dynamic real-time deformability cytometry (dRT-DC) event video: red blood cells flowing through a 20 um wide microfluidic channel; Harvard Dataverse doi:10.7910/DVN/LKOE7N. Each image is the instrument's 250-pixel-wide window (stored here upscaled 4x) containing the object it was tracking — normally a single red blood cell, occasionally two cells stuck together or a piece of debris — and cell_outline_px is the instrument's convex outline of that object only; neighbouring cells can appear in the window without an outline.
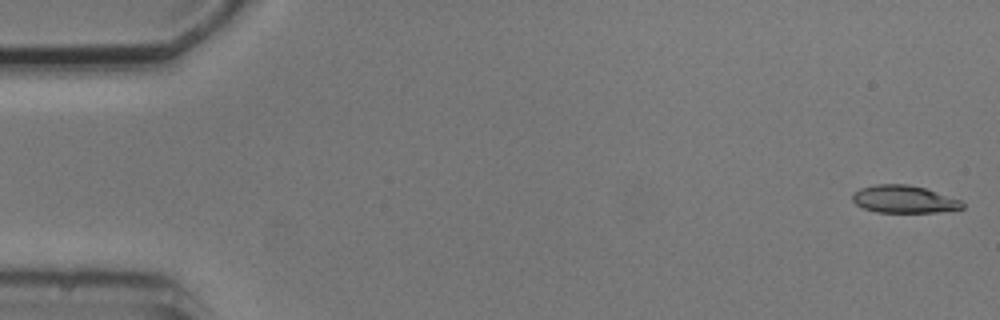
{"species": "common noctule bat (a hibernating species)", "species_latin": "Nyctalus noctula", "temperature_condition": "cold", "stored_images_in_passage": 5, "camera_frame_rate_fps": 3000, "um_per_image_px": 0.085, "animal": {"sex": "male", "body_mass_g": 20.5, "forearm_length_mm": 52.5}, "frame": {"image": 1, "passage_image": 1, "time_ms": 0.0, "image_size_px": [1000, 320], "cell_outline_px": [[964, 208], [936, 212], [876, 212], [864, 208], [856, 204], [852, 200], [852, 192], [860, 188], [876, 184], [908, 184], [924, 188], [960, 200], [964, 204]], "centroid_in_image_um": [76.79, 16.93], "position_along_channel_um": 8.2, "area_um2": 17.51}}
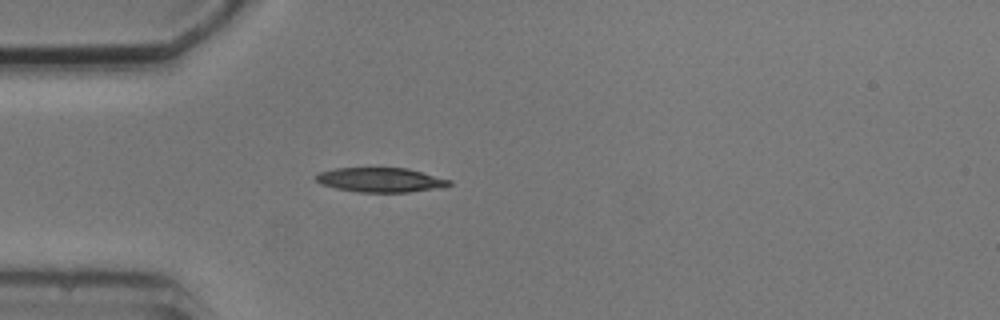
{"frame": {"image": 2, "passage_image": 5, "time_ms": 4.667, "image_size_px": [1000, 320], "cell_outline_px": [[452, 184], [444, 188], [408, 192], [360, 192], [336, 188], [320, 184], [316, 180], [316, 176], [320, 172], [336, 168], [408, 168], [452, 180]], "centroid_in_image_um": [32.41, 15.29], "position_along_channel_um": 52.6, "area_um2": 19.07}}